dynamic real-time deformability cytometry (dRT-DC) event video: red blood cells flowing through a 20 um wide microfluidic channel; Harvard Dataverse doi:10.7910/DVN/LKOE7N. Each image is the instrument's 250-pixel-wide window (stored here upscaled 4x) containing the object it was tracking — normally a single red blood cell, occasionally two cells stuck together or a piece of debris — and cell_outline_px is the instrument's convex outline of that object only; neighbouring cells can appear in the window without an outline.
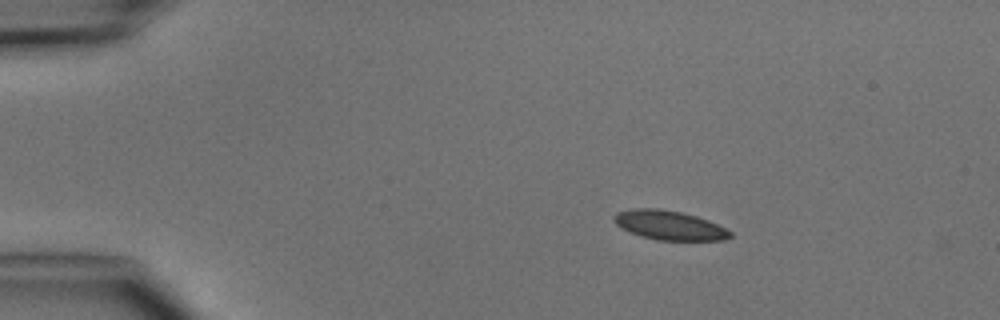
{"species": "common noctule bat (a hibernating species)", "species_latin": "Nyctalus noctula", "temperature_condition": "cold", "stored_images_in_passage": 2, "camera_frame_rate_fps": 3000, "um_per_image_px": 0.085, "animal": {"sex": "male", "body_mass_g": 15.6}, "frame": {"image": 1, "passage_image": 1, "time_ms": 0.0, "image_size_px": [1000, 320], "cell_outline_px": [[732, 236], [724, 240], [656, 240], [640, 236], [616, 224], [612, 216], [616, 212], [632, 208], [656, 208], [680, 212], [696, 216], [708, 220], [732, 232]], "centroid_in_image_um": [56.88, 19.14], "position_along_channel_um": 28.1, "area_um2": 19.65}}